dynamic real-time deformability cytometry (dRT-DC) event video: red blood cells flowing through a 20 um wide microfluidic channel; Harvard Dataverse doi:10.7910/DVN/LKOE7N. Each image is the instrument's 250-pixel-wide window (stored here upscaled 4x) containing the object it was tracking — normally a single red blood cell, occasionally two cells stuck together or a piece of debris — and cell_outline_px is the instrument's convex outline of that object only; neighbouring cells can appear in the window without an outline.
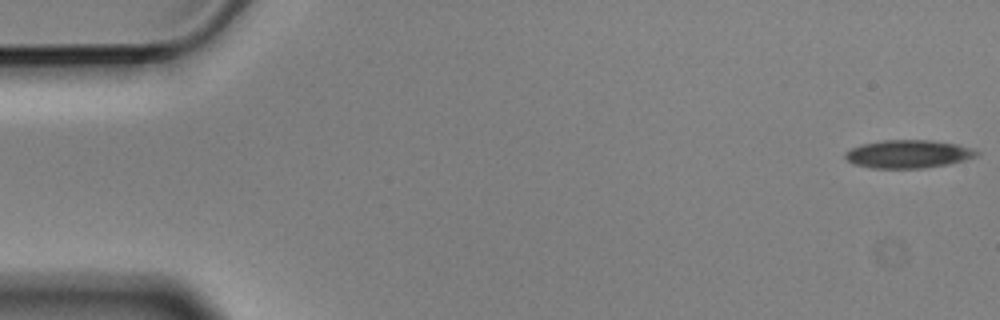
{"species": "Egyptian fruit bat (a non-hibernating species)", "species_latin": "Rousettus aegyptiacus", "temperature_condition": "cold", "stored_images_in_passage": 6, "camera_frame_rate_fps": 3000, "um_per_image_px": 0.085, "animal": {"sex": "male"}, "frame": {"image": 1, "passage_image": 1, "time_ms": 0.0, "image_size_px": [1000, 320], "cell_outline_px": [[980, 152], [976, 156], [964, 160], [948, 164], [924, 168], [872, 168], [852, 164], [844, 156], [844, 152], [860, 144], [884, 140], [928, 140], [956, 144], [976, 148]], "centroid_in_image_um": [77.2, 13.09], "position_along_channel_um": 7.8, "area_um2": 21.62}}